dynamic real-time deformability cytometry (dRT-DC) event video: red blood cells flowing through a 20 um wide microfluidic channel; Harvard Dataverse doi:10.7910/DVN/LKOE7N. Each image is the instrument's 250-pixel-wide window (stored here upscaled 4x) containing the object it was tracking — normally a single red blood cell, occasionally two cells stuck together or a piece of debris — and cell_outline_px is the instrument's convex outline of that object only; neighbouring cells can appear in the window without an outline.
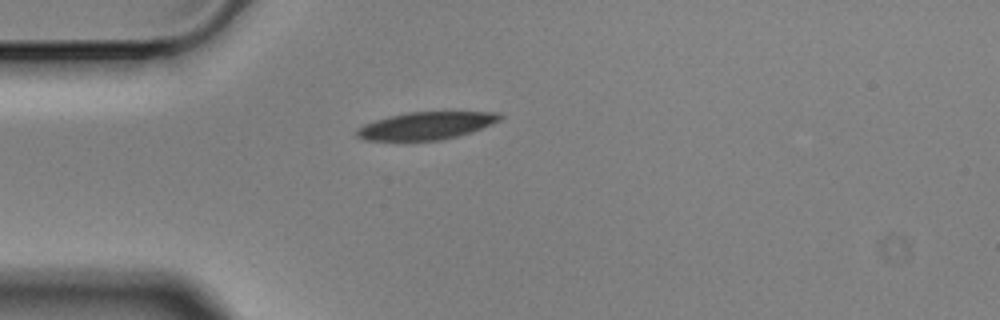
{"species": "Egyptian fruit bat (a non-hibernating species)", "species_latin": "Rousettus aegyptiacus", "temperature_condition": "cold", "stored_images_in_passage": 4, "camera_frame_rate_fps": 3000, "um_per_image_px": 0.085, "animal": {"sex": "male"}, "frame": {"image": 1, "passage_image": 4, "time_ms": 1.0, "image_size_px": [1000, 320], "cell_outline_px": [[504, 116], [500, 120], [472, 132], [440, 140], [364, 140], [356, 136], [356, 128], [364, 124], [388, 116], [408, 112], [500, 112]], "centroid_in_image_um": [36.21, 10.68], "position_along_channel_um": 48.8, "area_um2": 22.89}}